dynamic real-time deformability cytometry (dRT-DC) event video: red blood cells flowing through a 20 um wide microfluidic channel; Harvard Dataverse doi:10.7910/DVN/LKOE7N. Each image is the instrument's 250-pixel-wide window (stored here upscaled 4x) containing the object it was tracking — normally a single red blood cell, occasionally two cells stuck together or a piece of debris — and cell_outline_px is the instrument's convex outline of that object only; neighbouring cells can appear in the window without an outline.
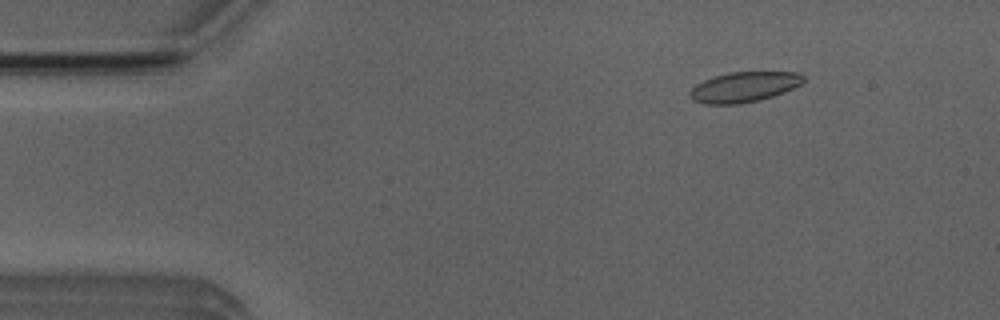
{"species": "Egyptian fruit bat (a non-hibernating species)", "species_latin": "Rousettus aegyptiacus", "temperature_condition": "room temperature", "stored_images_in_passage": 49, "camera_frame_rate_fps": 3000, "um_per_image_px": 0.085, "animal": {"sex": "male"}, "frame": {"image": 1, "passage_image": 4, "time_ms": 1.0, "image_size_px": [1000, 320], "cell_outline_px": [[804, 80], [800, 84], [784, 92], [772, 96], [740, 104], [704, 104], [692, 100], [688, 96], [688, 92], [696, 84], [704, 80], [728, 72], [800, 72], [804, 76]], "centroid_in_image_um": [63.2, 7.39], "position_along_channel_um": 21.8, "area_um2": 19.94}}
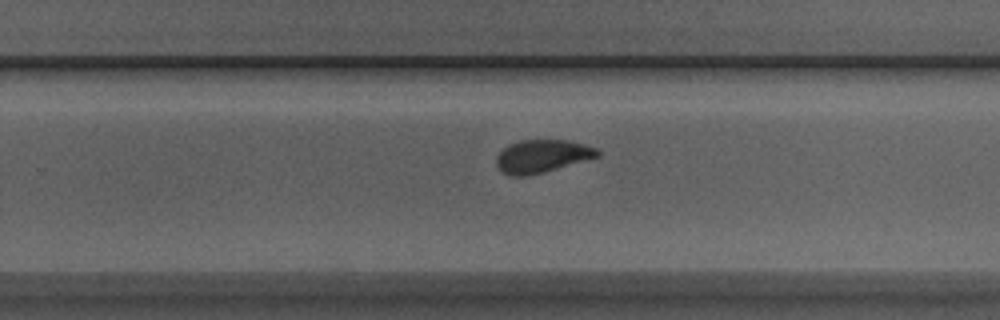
{"frame": {"image": 2, "passage_image": 30, "time_ms": 9.667, "image_size_px": [1000, 320], "cell_outline_px": [[600, 156], [544, 172], [524, 176], [508, 176], [496, 164], [496, 156], [508, 144], [520, 140], [568, 140], [584, 144], [596, 148], [600, 152]], "centroid_in_image_um": [46.07, 13.27], "position_along_channel_um": 283.7, "area_um2": 19.31}}
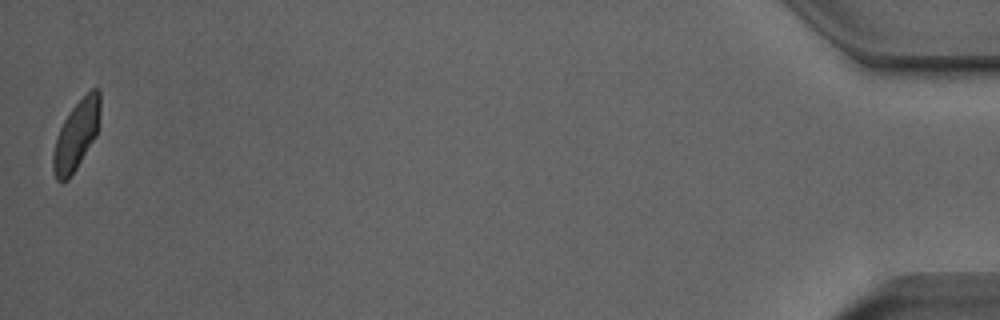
{"frame": {"image": 3, "passage_image": 49, "time_ms": 16.0, "image_size_px": [1000, 320], "cell_outline_px": [[100, 112], [96, 136], [76, 168], [68, 180], [56, 180], [52, 168], [52, 156], [56, 136], [64, 120], [72, 108], [92, 88], [100, 88]], "centroid_in_image_um": [6.48, 11.48], "position_along_channel_um": 428.7, "area_um2": 18.79}, "authors_computed_cell_mechanics": {"area_um2": 19.9988, "velocity_mm_per_s": 3.8935, "shape_relaxation_time_tau1_ms": 7.7314, "shape_relaxation_time_tau2_ms": 0.8899, "deformation_change_tau1": 0.1676, "deformation_change_tau2": 0.0625}}